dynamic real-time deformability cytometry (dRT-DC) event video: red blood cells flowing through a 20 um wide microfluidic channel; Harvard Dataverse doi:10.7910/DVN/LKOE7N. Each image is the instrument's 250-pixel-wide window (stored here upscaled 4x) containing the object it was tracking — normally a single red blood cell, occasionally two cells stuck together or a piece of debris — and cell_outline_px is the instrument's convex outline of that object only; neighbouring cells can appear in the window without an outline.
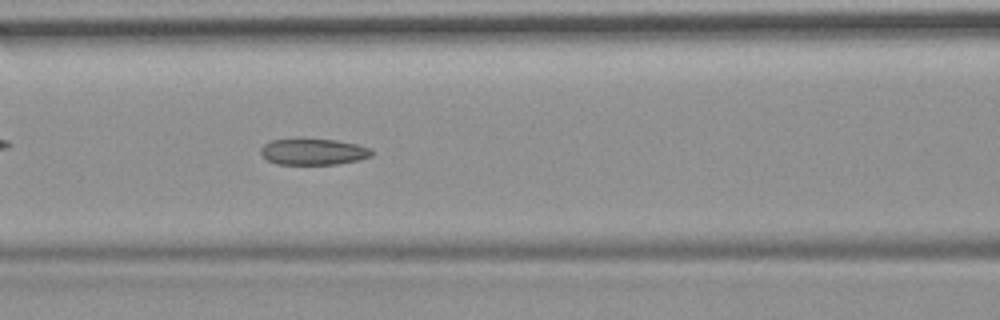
{"species": "common noctule bat (a hibernating species)", "species_latin": "Nyctalus noctula", "temperature_condition": "room temperature", "stored_images_in_passage": 45, "camera_frame_rate_fps": 3000, "um_per_image_px": 0.085, "animal": {"sex": "female", "body_mass_g": 19.9}, "frame": {"image": 1, "passage_image": 14, "time_ms": 4.333, "image_size_px": [1000, 320], "cell_outline_px": [[376, 152], [372, 156], [360, 160], [336, 164], [276, 164], [268, 160], [260, 152], [260, 148], [264, 144], [272, 140], [336, 140], [356, 144], [372, 148]], "centroid_in_image_um": [26.7, 12.91], "position_along_channel_um": 139.9, "area_um2": 16.82}, "authors_computed_cell_mechanics": {"area_um2": 17.9758, "velocity_mm_per_s": 3.7084, "shape_relaxation_time_tau1_ms": null, "shape_relaxation_time_tau2_ms": 2.4124, "deformation_change_tau1": null, "deformation_change_tau2": 0.0948}}